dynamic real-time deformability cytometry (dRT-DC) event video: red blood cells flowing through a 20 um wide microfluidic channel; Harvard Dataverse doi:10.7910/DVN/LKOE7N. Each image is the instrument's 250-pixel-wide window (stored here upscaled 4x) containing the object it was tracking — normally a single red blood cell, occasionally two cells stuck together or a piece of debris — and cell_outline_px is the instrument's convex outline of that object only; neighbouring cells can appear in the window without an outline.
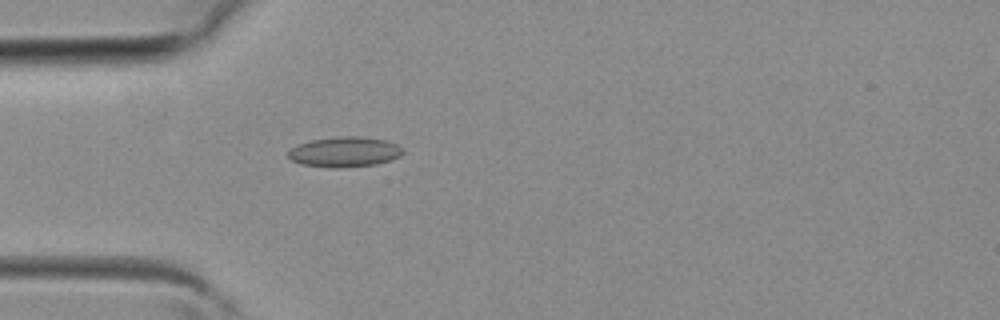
{"species": "common noctule bat (a hibernating species)", "species_latin": "Nyctalus noctula", "temperature_condition": "room temperature", "stored_images_in_passage": 31, "camera_frame_rate_fps": 3000, "um_per_image_px": 0.085, "animal": {"sex": "female", "body_mass_g": 19.3, "forearm_length_mm": 54.1}, "frame": {"image": 1, "passage_image": 2, "time_ms": 0.333, "image_size_px": [1000, 320], "cell_outline_px": [[404, 152], [400, 156], [392, 160], [376, 164], [336, 168], [332, 168], [300, 164], [292, 160], [288, 156], [288, 152], [296, 144], [312, 140], [340, 136], [360, 136], [388, 140], [404, 148]], "centroid_in_image_um": [29.32, 12.91], "position_along_channel_um": 55.7, "area_um2": 20.35}}
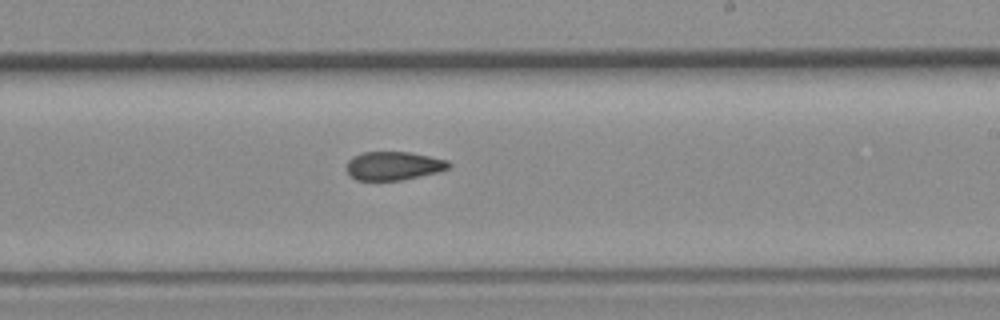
{"frame": {"image": 2, "passage_image": 14, "time_ms": 4.333, "image_size_px": [1000, 320], "cell_outline_px": [[452, 164], [448, 168], [440, 172], [400, 180], [356, 180], [348, 172], [348, 160], [352, 156], [364, 152], [408, 152], [448, 160]], "centroid_in_image_um": [33.48, 14.09], "position_along_channel_um": 255.5, "area_um2": 16.88}}
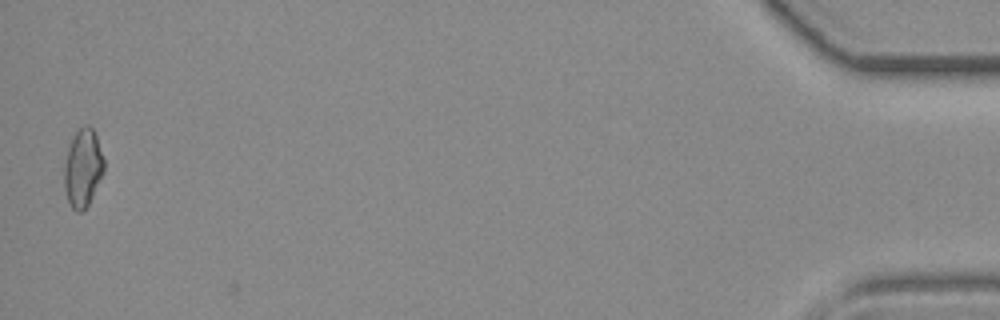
{"frame": {"image": 3, "passage_image": 30, "time_ms": 9.667, "image_size_px": [1000, 320], "cell_outline_px": [[104, 172], [88, 204], [80, 212], [76, 212], [72, 208], [68, 200], [64, 188], [64, 164], [68, 148], [72, 136], [84, 124], [88, 124], [92, 128], [96, 136], [104, 160]], "centroid_in_image_um": [7.03, 14.26], "position_along_channel_um": 428.2, "area_um2": 17.98}}